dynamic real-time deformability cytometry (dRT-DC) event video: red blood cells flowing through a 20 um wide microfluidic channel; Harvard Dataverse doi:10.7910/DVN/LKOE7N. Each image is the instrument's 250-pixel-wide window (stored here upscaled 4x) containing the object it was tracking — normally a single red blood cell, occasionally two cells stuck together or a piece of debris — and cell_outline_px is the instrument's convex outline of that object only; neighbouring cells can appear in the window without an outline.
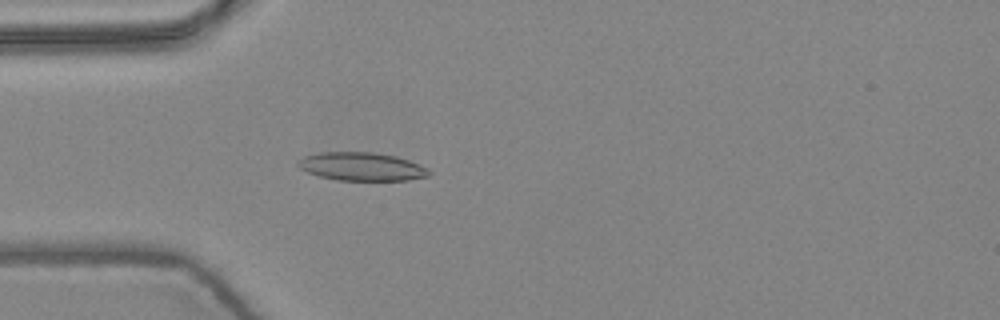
{"species": "common noctule bat (a hibernating species)", "species_latin": "Nyctalus noctula", "temperature_condition": "warm", "stored_images_in_passage": 3, "camera_frame_rate_fps": 3000, "um_per_image_px": 0.085, "animal": {"sex": "female", "body_mass_g": 24.6, "forearm_length_mm": 56.2}, "frame": {"image": 1, "passage_image": 3, "time_ms": 0.667, "image_size_px": [1000, 320], "cell_outline_px": [[432, 172], [428, 176], [408, 180], [336, 180], [320, 176], [308, 172], [300, 168], [296, 164], [296, 160], [304, 156], [320, 152], [372, 152], [396, 156], [420, 164], [428, 168]], "centroid_in_image_um": [30.74, 14.15], "position_along_channel_um": 54.3, "area_um2": 21.68}}